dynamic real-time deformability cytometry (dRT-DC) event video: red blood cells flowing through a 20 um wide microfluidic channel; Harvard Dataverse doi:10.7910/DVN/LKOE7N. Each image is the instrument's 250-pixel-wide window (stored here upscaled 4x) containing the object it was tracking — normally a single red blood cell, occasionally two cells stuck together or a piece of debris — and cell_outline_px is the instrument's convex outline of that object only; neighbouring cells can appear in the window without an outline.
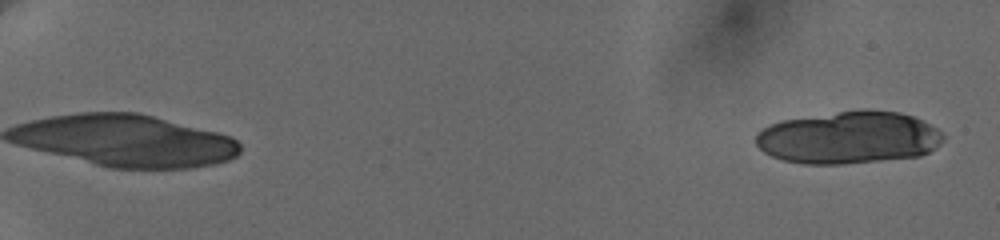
{"species": "human", "species_latin": "Homo sapiens", "temperature_condition": "cold", "stored_images_in_passage": 11, "camera_frame_rate_fps": 3000, "um_per_image_px": 0.085, "donor": {"sex": "female"}, "frame": {"image": 1, "passage_image": 1, "time_ms": 0.0, "image_size_px": [1000, 240], "cell_outline_px": [[944, 140], [936, 148], [920, 156], [844, 164], [804, 164], [784, 160], [772, 156], [764, 152], [756, 144], [756, 132], [772, 124], [784, 120], [864, 108], [868, 108], [900, 112], [912, 116], [936, 128], [944, 136]], "centroid_in_image_um": [72.16, 11.69], "position_along_channel_um": 12.8, "area_um2": 57.22}}
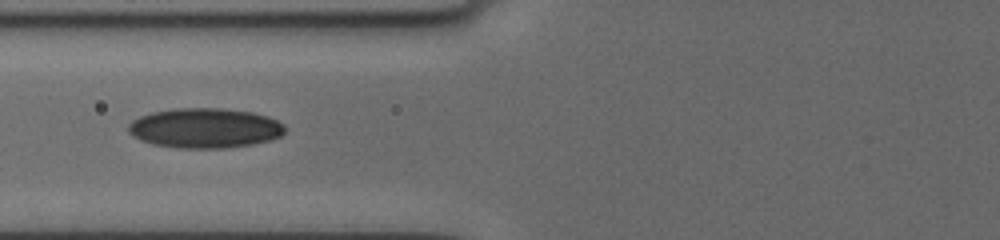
{"frame": {"image": 2, "passage_image": 10, "time_ms": 8.667, "image_size_px": [1000, 240], "cell_outline_px": [[284, 132], [280, 136], [268, 140], [252, 144], [224, 148], [180, 148], [152, 144], [140, 140], [132, 136], [128, 132], [128, 124], [132, 120], [140, 116], [152, 112], [176, 108], [224, 108], [252, 112], [268, 116], [284, 124]], "centroid_in_image_um": [17.38, 10.88], "position_along_channel_um": 108.4, "area_um2": 36.47}}
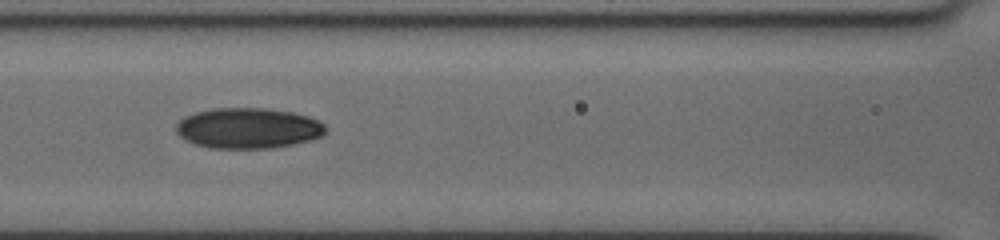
{"frame": {"image": 3, "passage_image": 11, "time_ms": 9.667, "image_size_px": [1000, 240], "cell_outline_px": [[324, 132], [320, 136], [312, 140], [272, 148], [208, 148], [196, 144], [180, 136], [176, 132], [176, 124], [184, 116], [196, 112], [212, 108], [264, 108], [292, 112], [308, 116], [320, 120], [324, 124]], "centroid_in_image_um": [21.08, 10.89], "position_along_channel_um": 145.5, "area_um2": 35.32}}